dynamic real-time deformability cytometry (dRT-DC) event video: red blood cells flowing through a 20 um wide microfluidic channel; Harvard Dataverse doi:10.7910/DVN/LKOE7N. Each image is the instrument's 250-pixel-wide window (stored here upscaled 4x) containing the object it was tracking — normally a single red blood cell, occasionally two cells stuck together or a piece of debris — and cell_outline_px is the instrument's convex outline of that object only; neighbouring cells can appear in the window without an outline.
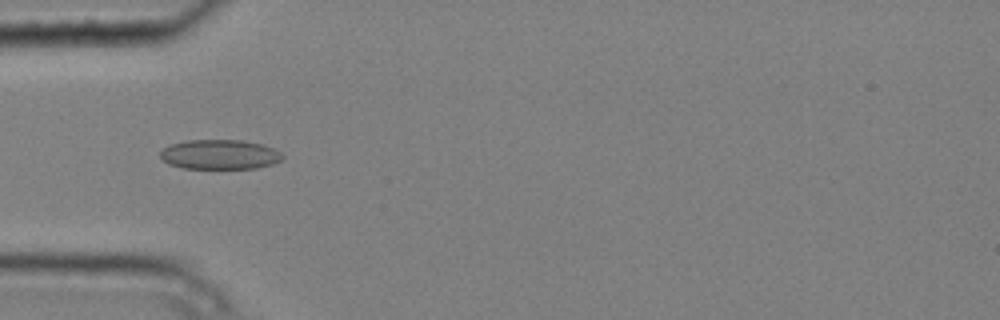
{"species": "common noctule bat (a hibernating species)", "species_latin": "Nyctalus noctula", "temperature_condition": "cold", "stored_images_in_passage": 6, "camera_frame_rate_fps": 3000, "um_per_image_px": 0.085, "animal": {"sex": "male", "body_mass_g": 20.4}, "frame": {"image": 1, "passage_image": 4, "time_ms": 1.0, "image_size_px": [1000, 320], "cell_outline_px": [[284, 156], [280, 160], [272, 164], [256, 168], [184, 168], [168, 164], [160, 156], [160, 152], [164, 148], [172, 144], [188, 140], [240, 140], [264, 144], [280, 152]], "centroid_in_image_um": [18.69, 13.13], "position_along_channel_um": 66.3, "area_um2": 20.98}}
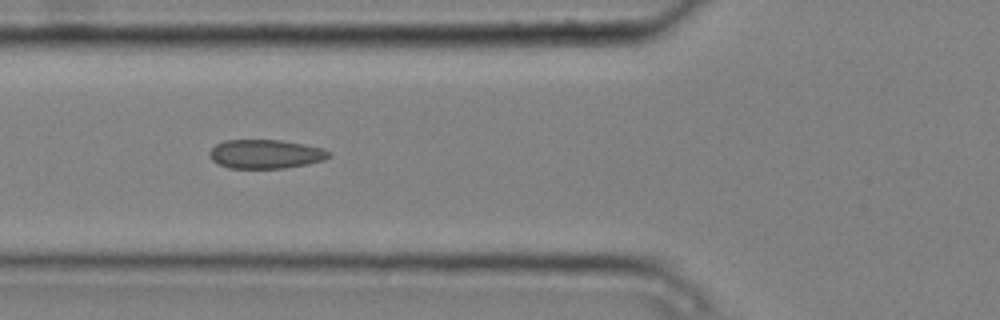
{"frame": {"image": 2, "passage_image": 5, "time_ms": 1.333, "image_size_px": [1000, 320], "cell_outline_px": [[332, 156], [324, 160], [308, 164], [284, 168], [228, 168], [216, 164], [208, 156], [208, 152], [216, 144], [224, 140], [280, 140], [304, 144], [324, 148], [332, 152]], "centroid_in_image_um": [22.58, 13.09], "position_along_channel_um": 103.2, "area_um2": 20.46}}
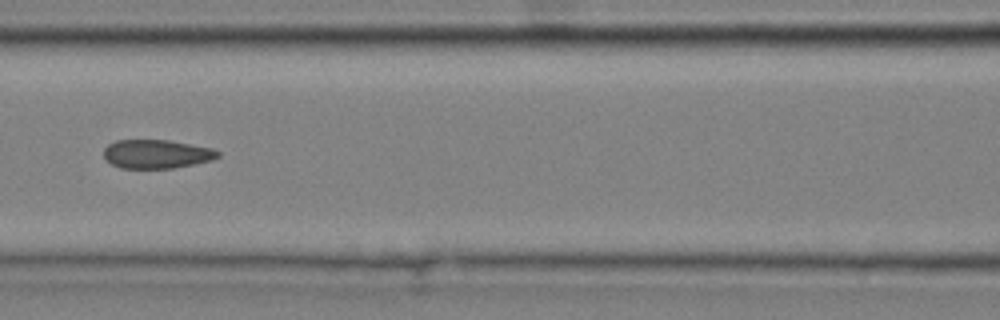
{"frame": {"image": 3, "passage_image": 6, "time_ms": 1.667, "image_size_px": [1000, 320], "cell_outline_px": [[220, 156], [212, 160], [172, 168], [120, 168], [112, 164], [104, 156], [104, 148], [108, 144], [116, 140], [168, 140], [212, 148], [220, 152]], "centroid_in_image_um": [13.31, 13.08], "position_along_channel_um": 153.3, "area_um2": 19.02}}